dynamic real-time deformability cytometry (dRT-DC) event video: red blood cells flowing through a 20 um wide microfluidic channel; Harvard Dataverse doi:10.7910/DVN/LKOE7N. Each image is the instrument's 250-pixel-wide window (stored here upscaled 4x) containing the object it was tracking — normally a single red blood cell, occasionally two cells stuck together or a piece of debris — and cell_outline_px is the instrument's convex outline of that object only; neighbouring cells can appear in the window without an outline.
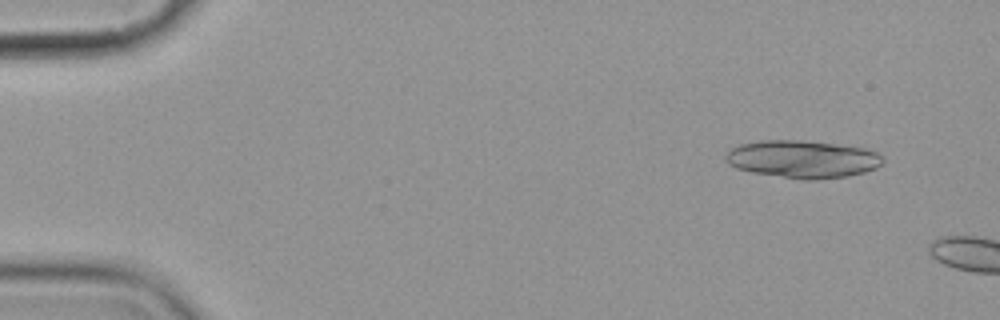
{"species": "common noctule bat (a hibernating species)", "species_latin": "Nyctalus noctula", "temperature_condition": "cold", "stored_images_in_passage": 3, "camera_frame_rate_fps": 3000, "um_per_image_px": 0.085, "animal": {"sex": "female", "body_mass_g": 19.9}, "frame": {"image": 1, "passage_image": 2, "time_ms": 1.333, "image_size_px": [1000, 320], "cell_outline_px": [[884, 160], [876, 168], [864, 172], [848, 176], [816, 180], [804, 180], [752, 172], [736, 168], [728, 164], [724, 156], [732, 148], [740, 144], [760, 140], [800, 140], [864, 148], [876, 152], [884, 156]], "centroid_in_image_um": [68.21, 13.53], "position_along_channel_um": 16.8, "area_um2": 34.39}}